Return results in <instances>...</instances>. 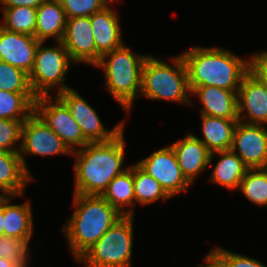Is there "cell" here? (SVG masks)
<instances>
[{
  "label": "cell",
  "mask_w": 267,
  "mask_h": 267,
  "mask_svg": "<svg viewBox=\"0 0 267 267\" xmlns=\"http://www.w3.org/2000/svg\"><path fill=\"white\" fill-rule=\"evenodd\" d=\"M239 120L201 114L203 138H198L211 152L231 150L234 129Z\"/></svg>",
  "instance_id": "7402d4cb"
},
{
  "label": "cell",
  "mask_w": 267,
  "mask_h": 267,
  "mask_svg": "<svg viewBox=\"0 0 267 267\" xmlns=\"http://www.w3.org/2000/svg\"><path fill=\"white\" fill-rule=\"evenodd\" d=\"M231 150L249 169L267 168V127L238 121Z\"/></svg>",
  "instance_id": "7c38bea8"
},
{
  "label": "cell",
  "mask_w": 267,
  "mask_h": 267,
  "mask_svg": "<svg viewBox=\"0 0 267 267\" xmlns=\"http://www.w3.org/2000/svg\"><path fill=\"white\" fill-rule=\"evenodd\" d=\"M4 197L0 200V236H4Z\"/></svg>",
  "instance_id": "8d00e7d4"
},
{
  "label": "cell",
  "mask_w": 267,
  "mask_h": 267,
  "mask_svg": "<svg viewBox=\"0 0 267 267\" xmlns=\"http://www.w3.org/2000/svg\"><path fill=\"white\" fill-rule=\"evenodd\" d=\"M135 205H148L157 200H169L160 183L144 172L137 164L133 165ZM137 202V203H136Z\"/></svg>",
  "instance_id": "484cf974"
},
{
  "label": "cell",
  "mask_w": 267,
  "mask_h": 267,
  "mask_svg": "<svg viewBox=\"0 0 267 267\" xmlns=\"http://www.w3.org/2000/svg\"><path fill=\"white\" fill-rule=\"evenodd\" d=\"M216 154H218L216 157L218 161L214 165L209 181L229 190L239 189L241 181L249 168L232 150L213 152L210 161Z\"/></svg>",
  "instance_id": "44dd1931"
},
{
  "label": "cell",
  "mask_w": 267,
  "mask_h": 267,
  "mask_svg": "<svg viewBox=\"0 0 267 267\" xmlns=\"http://www.w3.org/2000/svg\"><path fill=\"white\" fill-rule=\"evenodd\" d=\"M237 103L239 121L267 125V88L250 71L242 78Z\"/></svg>",
  "instance_id": "4fadbf2b"
},
{
  "label": "cell",
  "mask_w": 267,
  "mask_h": 267,
  "mask_svg": "<svg viewBox=\"0 0 267 267\" xmlns=\"http://www.w3.org/2000/svg\"><path fill=\"white\" fill-rule=\"evenodd\" d=\"M0 90L9 92H32L29 75L0 60Z\"/></svg>",
  "instance_id": "f546056e"
},
{
  "label": "cell",
  "mask_w": 267,
  "mask_h": 267,
  "mask_svg": "<svg viewBox=\"0 0 267 267\" xmlns=\"http://www.w3.org/2000/svg\"><path fill=\"white\" fill-rule=\"evenodd\" d=\"M110 7L108 5L103 10L90 16L96 45V64L104 54L112 52L124 44L119 15L116 10Z\"/></svg>",
  "instance_id": "e0dca14e"
},
{
  "label": "cell",
  "mask_w": 267,
  "mask_h": 267,
  "mask_svg": "<svg viewBox=\"0 0 267 267\" xmlns=\"http://www.w3.org/2000/svg\"><path fill=\"white\" fill-rule=\"evenodd\" d=\"M237 92L238 90H227L217 86H200L191 95H196L201 101L202 115L239 120Z\"/></svg>",
  "instance_id": "ac0fdd59"
},
{
  "label": "cell",
  "mask_w": 267,
  "mask_h": 267,
  "mask_svg": "<svg viewBox=\"0 0 267 267\" xmlns=\"http://www.w3.org/2000/svg\"><path fill=\"white\" fill-rule=\"evenodd\" d=\"M40 96L34 102V112L63 140L73 152L89 142L66 104L55 95ZM77 147V148H76Z\"/></svg>",
  "instance_id": "ba28073f"
},
{
  "label": "cell",
  "mask_w": 267,
  "mask_h": 267,
  "mask_svg": "<svg viewBox=\"0 0 267 267\" xmlns=\"http://www.w3.org/2000/svg\"><path fill=\"white\" fill-rule=\"evenodd\" d=\"M72 201L75 210L62 231L77 261L122 215L102 196L74 194Z\"/></svg>",
  "instance_id": "3957f363"
},
{
  "label": "cell",
  "mask_w": 267,
  "mask_h": 267,
  "mask_svg": "<svg viewBox=\"0 0 267 267\" xmlns=\"http://www.w3.org/2000/svg\"><path fill=\"white\" fill-rule=\"evenodd\" d=\"M62 43L75 64L96 65V45L90 17L67 18Z\"/></svg>",
  "instance_id": "5bb4252c"
},
{
  "label": "cell",
  "mask_w": 267,
  "mask_h": 267,
  "mask_svg": "<svg viewBox=\"0 0 267 267\" xmlns=\"http://www.w3.org/2000/svg\"><path fill=\"white\" fill-rule=\"evenodd\" d=\"M172 58L171 65L148 55L142 68L140 95L151 100H168L191 106L185 63L181 54Z\"/></svg>",
  "instance_id": "5b68a950"
},
{
  "label": "cell",
  "mask_w": 267,
  "mask_h": 267,
  "mask_svg": "<svg viewBox=\"0 0 267 267\" xmlns=\"http://www.w3.org/2000/svg\"><path fill=\"white\" fill-rule=\"evenodd\" d=\"M213 250L228 264L229 267H267L257 258L234 253L221 246H215Z\"/></svg>",
  "instance_id": "d6a6232c"
},
{
  "label": "cell",
  "mask_w": 267,
  "mask_h": 267,
  "mask_svg": "<svg viewBox=\"0 0 267 267\" xmlns=\"http://www.w3.org/2000/svg\"><path fill=\"white\" fill-rule=\"evenodd\" d=\"M238 190L253 204L267 206V168L249 169Z\"/></svg>",
  "instance_id": "83f0119b"
},
{
  "label": "cell",
  "mask_w": 267,
  "mask_h": 267,
  "mask_svg": "<svg viewBox=\"0 0 267 267\" xmlns=\"http://www.w3.org/2000/svg\"><path fill=\"white\" fill-rule=\"evenodd\" d=\"M16 197L20 196H4V236L32 239L34 219L30 202L11 204Z\"/></svg>",
  "instance_id": "603a6c76"
},
{
  "label": "cell",
  "mask_w": 267,
  "mask_h": 267,
  "mask_svg": "<svg viewBox=\"0 0 267 267\" xmlns=\"http://www.w3.org/2000/svg\"><path fill=\"white\" fill-rule=\"evenodd\" d=\"M24 121L0 119V151L20 152L22 125Z\"/></svg>",
  "instance_id": "4dcf8cb0"
},
{
  "label": "cell",
  "mask_w": 267,
  "mask_h": 267,
  "mask_svg": "<svg viewBox=\"0 0 267 267\" xmlns=\"http://www.w3.org/2000/svg\"><path fill=\"white\" fill-rule=\"evenodd\" d=\"M78 93L74 88H70L57 96L66 104L72 117L80 126L83 137L89 143L109 141L125 128V122L121 121L111 130H107L97 111Z\"/></svg>",
  "instance_id": "30bf717a"
},
{
  "label": "cell",
  "mask_w": 267,
  "mask_h": 267,
  "mask_svg": "<svg viewBox=\"0 0 267 267\" xmlns=\"http://www.w3.org/2000/svg\"><path fill=\"white\" fill-rule=\"evenodd\" d=\"M67 18L90 17L107 7V0H59Z\"/></svg>",
  "instance_id": "1f68e13d"
},
{
  "label": "cell",
  "mask_w": 267,
  "mask_h": 267,
  "mask_svg": "<svg viewBox=\"0 0 267 267\" xmlns=\"http://www.w3.org/2000/svg\"><path fill=\"white\" fill-rule=\"evenodd\" d=\"M33 92L0 90V119L26 120L34 112Z\"/></svg>",
  "instance_id": "d4e9b609"
},
{
  "label": "cell",
  "mask_w": 267,
  "mask_h": 267,
  "mask_svg": "<svg viewBox=\"0 0 267 267\" xmlns=\"http://www.w3.org/2000/svg\"><path fill=\"white\" fill-rule=\"evenodd\" d=\"M249 71L267 88V51L251 55Z\"/></svg>",
  "instance_id": "836d02e7"
},
{
  "label": "cell",
  "mask_w": 267,
  "mask_h": 267,
  "mask_svg": "<svg viewBox=\"0 0 267 267\" xmlns=\"http://www.w3.org/2000/svg\"><path fill=\"white\" fill-rule=\"evenodd\" d=\"M136 164L157 180L170 198L187 190L191 185L183 175L171 145L151 153Z\"/></svg>",
  "instance_id": "8fae6325"
},
{
  "label": "cell",
  "mask_w": 267,
  "mask_h": 267,
  "mask_svg": "<svg viewBox=\"0 0 267 267\" xmlns=\"http://www.w3.org/2000/svg\"><path fill=\"white\" fill-rule=\"evenodd\" d=\"M2 10L4 23L0 24L1 27L11 32L35 35L37 8L19 6Z\"/></svg>",
  "instance_id": "4316f807"
},
{
  "label": "cell",
  "mask_w": 267,
  "mask_h": 267,
  "mask_svg": "<svg viewBox=\"0 0 267 267\" xmlns=\"http://www.w3.org/2000/svg\"><path fill=\"white\" fill-rule=\"evenodd\" d=\"M39 41L31 35L11 32L0 26V60L30 74Z\"/></svg>",
  "instance_id": "9a60e30c"
},
{
  "label": "cell",
  "mask_w": 267,
  "mask_h": 267,
  "mask_svg": "<svg viewBox=\"0 0 267 267\" xmlns=\"http://www.w3.org/2000/svg\"><path fill=\"white\" fill-rule=\"evenodd\" d=\"M32 180L23 167L19 152L0 151V193L3 196L23 197L26 184Z\"/></svg>",
  "instance_id": "d6986e66"
},
{
  "label": "cell",
  "mask_w": 267,
  "mask_h": 267,
  "mask_svg": "<svg viewBox=\"0 0 267 267\" xmlns=\"http://www.w3.org/2000/svg\"><path fill=\"white\" fill-rule=\"evenodd\" d=\"M36 29L34 37L39 42H46L49 38L62 41L67 16L59 0H45L37 8Z\"/></svg>",
  "instance_id": "ffe728a7"
},
{
  "label": "cell",
  "mask_w": 267,
  "mask_h": 267,
  "mask_svg": "<svg viewBox=\"0 0 267 267\" xmlns=\"http://www.w3.org/2000/svg\"><path fill=\"white\" fill-rule=\"evenodd\" d=\"M4 196L0 193V200L3 198Z\"/></svg>",
  "instance_id": "ab89813d"
},
{
  "label": "cell",
  "mask_w": 267,
  "mask_h": 267,
  "mask_svg": "<svg viewBox=\"0 0 267 267\" xmlns=\"http://www.w3.org/2000/svg\"><path fill=\"white\" fill-rule=\"evenodd\" d=\"M19 154L24 169L31 175L25 160L26 154H32L34 156L71 155L72 151L63 140L33 112L23 122Z\"/></svg>",
  "instance_id": "9c48e42d"
},
{
  "label": "cell",
  "mask_w": 267,
  "mask_h": 267,
  "mask_svg": "<svg viewBox=\"0 0 267 267\" xmlns=\"http://www.w3.org/2000/svg\"><path fill=\"white\" fill-rule=\"evenodd\" d=\"M45 0H0L2 8L28 6L38 8Z\"/></svg>",
  "instance_id": "e575fe53"
},
{
  "label": "cell",
  "mask_w": 267,
  "mask_h": 267,
  "mask_svg": "<svg viewBox=\"0 0 267 267\" xmlns=\"http://www.w3.org/2000/svg\"><path fill=\"white\" fill-rule=\"evenodd\" d=\"M191 93L200 86L238 90L249 71V60L220 47L192 46L181 54Z\"/></svg>",
  "instance_id": "7a4b0ae2"
},
{
  "label": "cell",
  "mask_w": 267,
  "mask_h": 267,
  "mask_svg": "<svg viewBox=\"0 0 267 267\" xmlns=\"http://www.w3.org/2000/svg\"><path fill=\"white\" fill-rule=\"evenodd\" d=\"M206 264L197 267H229L228 264L212 249L204 258Z\"/></svg>",
  "instance_id": "d590c367"
},
{
  "label": "cell",
  "mask_w": 267,
  "mask_h": 267,
  "mask_svg": "<svg viewBox=\"0 0 267 267\" xmlns=\"http://www.w3.org/2000/svg\"><path fill=\"white\" fill-rule=\"evenodd\" d=\"M31 239L0 236V257L8 259L20 267H27L30 261L29 243Z\"/></svg>",
  "instance_id": "f1b7e54d"
},
{
  "label": "cell",
  "mask_w": 267,
  "mask_h": 267,
  "mask_svg": "<svg viewBox=\"0 0 267 267\" xmlns=\"http://www.w3.org/2000/svg\"><path fill=\"white\" fill-rule=\"evenodd\" d=\"M147 57L123 44L104 54L95 65L103 69L106 89L127 113L132 109L134 99H139L142 68Z\"/></svg>",
  "instance_id": "277c9868"
},
{
  "label": "cell",
  "mask_w": 267,
  "mask_h": 267,
  "mask_svg": "<svg viewBox=\"0 0 267 267\" xmlns=\"http://www.w3.org/2000/svg\"><path fill=\"white\" fill-rule=\"evenodd\" d=\"M185 136L173 142L171 146L183 175L192 184L204 169L209 165L212 167L211 152L194 134L190 133Z\"/></svg>",
  "instance_id": "2e32d148"
},
{
  "label": "cell",
  "mask_w": 267,
  "mask_h": 267,
  "mask_svg": "<svg viewBox=\"0 0 267 267\" xmlns=\"http://www.w3.org/2000/svg\"><path fill=\"white\" fill-rule=\"evenodd\" d=\"M44 43L38 44L34 64L29 74L30 87L36 98L52 95L50 92L54 88H58L56 95L71 88L64 82L70 63L74 61L62 41H55L52 47H45Z\"/></svg>",
  "instance_id": "52a82bcc"
},
{
  "label": "cell",
  "mask_w": 267,
  "mask_h": 267,
  "mask_svg": "<svg viewBox=\"0 0 267 267\" xmlns=\"http://www.w3.org/2000/svg\"><path fill=\"white\" fill-rule=\"evenodd\" d=\"M0 267H20V266L8 259L0 257Z\"/></svg>",
  "instance_id": "74e56055"
},
{
  "label": "cell",
  "mask_w": 267,
  "mask_h": 267,
  "mask_svg": "<svg viewBox=\"0 0 267 267\" xmlns=\"http://www.w3.org/2000/svg\"><path fill=\"white\" fill-rule=\"evenodd\" d=\"M110 4L111 3H113L114 4V2H116V1H119V0H107Z\"/></svg>",
  "instance_id": "f35d334b"
},
{
  "label": "cell",
  "mask_w": 267,
  "mask_h": 267,
  "mask_svg": "<svg viewBox=\"0 0 267 267\" xmlns=\"http://www.w3.org/2000/svg\"><path fill=\"white\" fill-rule=\"evenodd\" d=\"M133 217L122 216L76 262L84 267H132Z\"/></svg>",
  "instance_id": "8992f818"
},
{
  "label": "cell",
  "mask_w": 267,
  "mask_h": 267,
  "mask_svg": "<svg viewBox=\"0 0 267 267\" xmlns=\"http://www.w3.org/2000/svg\"><path fill=\"white\" fill-rule=\"evenodd\" d=\"M122 216H134L135 196L133 181V165L127 166L120 175L116 176L101 195ZM125 207H129L127 210ZM132 207V208H131Z\"/></svg>",
  "instance_id": "cb8c5ba5"
},
{
  "label": "cell",
  "mask_w": 267,
  "mask_h": 267,
  "mask_svg": "<svg viewBox=\"0 0 267 267\" xmlns=\"http://www.w3.org/2000/svg\"><path fill=\"white\" fill-rule=\"evenodd\" d=\"M124 129L113 139L106 142L88 143L76 149L74 193L101 196L108 184L123 173L125 161Z\"/></svg>",
  "instance_id": "6da1fadb"
}]
</instances>
